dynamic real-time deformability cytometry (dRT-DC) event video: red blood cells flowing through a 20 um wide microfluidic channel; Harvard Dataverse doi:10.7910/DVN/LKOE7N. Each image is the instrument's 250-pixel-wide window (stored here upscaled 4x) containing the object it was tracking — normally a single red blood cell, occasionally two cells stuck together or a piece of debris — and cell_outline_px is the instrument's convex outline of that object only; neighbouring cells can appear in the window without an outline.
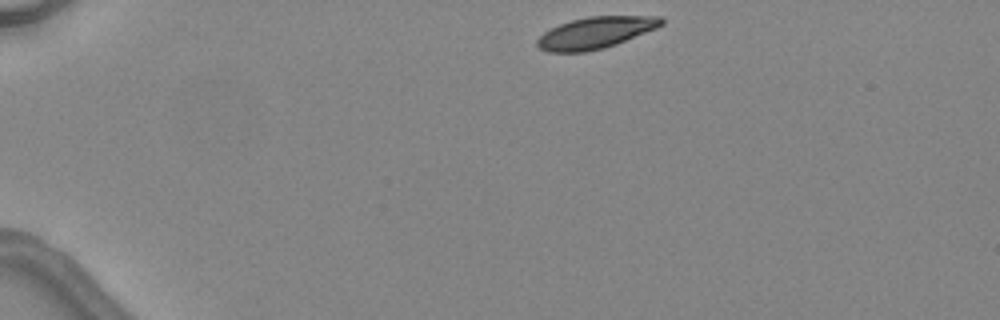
{"species": "common noctule bat (a hibernating species)", "species_latin": "Nyctalus noctula", "temperature_condition": "warm", "stored_images_in_passage": 3, "camera_frame_rate_fps": 3000, "um_per_image_px": 0.085, "animal": {"sex": "female", "body_mass_g": 24.6, "forearm_length_mm": 56.2}, "frame": {"image": 1, "passage_image": 1, "time_ms": 0.0, "image_size_px": [1000, 320], "cell_outline_px": [[664, 24], [656, 28], [616, 44], [604, 48], [584, 52], [548, 52], [540, 48], [536, 44], [536, 40], [544, 32], [560, 24], [572, 20], [588, 16], [664, 16]], "centroid_in_image_um": [50.63, 2.78], "position_along_channel_um": 34.4, "area_um2": 22.77}}